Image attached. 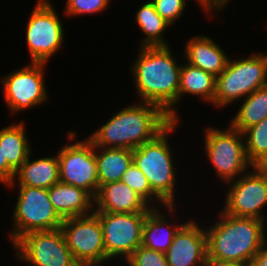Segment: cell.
Returning a JSON list of instances; mask_svg holds the SVG:
<instances>
[{
  "label": "cell",
  "mask_w": 267,
  "mask_h": 266,
  "mask_svg": "<svg viewBox=\"0 0 267 266\" xmlns=\"http://www.w3.org/2000/svg\"><path fill=\"white\" fill-rule=\"evenodd\" d=\"M169 47H141L131 72L141 102L155 104L179 121L174 106L178 104L181 65Z\"/></svg>",
  "instance_id": "obj_1"
},
{
  "label": "cell",
  "mask_w": 267,
  "mask_h": 266,
  "mask_svg": "<svg viewBox=\"0 0 267 266\" xmlns=\"http://www.w3.org/2000/svg\"><path fill=\"white\" fill-rule=\"evenodd\" d=\"M173 121L161 107L141 102L118 111L88 139L94 147L134 150L155 139Z\"/></svg>",
  "instance_id": "obj_2"
},
{
  "label": "cell",
  "mask_w": 267,
  "mask_h": 266,
  "mask_svg": "<svg viewBox=\"0 0 267 266\" xmlns=\"http://www.w3.org/2000/svg\"><path fill=\"white\" fill-rule=\"evenodd\" d=\"M220 219L206 231L208 261L251 263L266 236V221L219 213Z\"/></svg>",
  "instance_id": "obj_3"
},
{
  "label": "cell",
  "mask_w": 267,
  "mask_h": 266,
  "mask_svg": "<svg viewBox=\"0 0 267 266\" xmlns=\"http://www.w3.org/2000/svg\"><path fill=\"white\" fill-rule=\"evenodd\" d=\"M179 121H173L155 139L133 150V163L147 177L152 191L166 204L175 205L176 173L168 133Z\"/></svg>",
  "instance_id": "obj_4"
},
{
  "label": "cell",
  "mask_w": 267,
  "mask_h": 266,
  "mask_svg": "<svg viewBox=\"0 0 267 266\" xmlns=\"http://www.w3.org/2000/svg\"><path fill=\"white\" fill-rule=\"evenodd\" d=\"M267 86V55L253 53L247 58H229L225 70L216 77L213 105L225 107Z\"/></svg>",
  "instance_id": "obj_5"
},
{
  "label": "cell",
  "mask_w": 267,
  "mask_h": 266,
  "mask_svg": "<svg viewBox=\"0 0 267 266\" xmlns=\"http://www.w3.org/2000/svg\"><path fill=\"white\" fill-rule=\"evenodd\" d=\"M19 196L13 212V230L10 241L14 244L32 231L60 229L63 218L52 205L48 189L19 185Z\"/></svg>",
  "instance_id": "obj_6"
},
{
  "label": "cell",
  "mask_w": 267,
  "mask_h": 266,
  "mask_svg": "<svg viewBox=\"0 0 267 266\" xmlns=\"http://www.w3.org/2000/svg\"><path fill=\"white\" fill-rule=\"evenodd\" d=\"M205 131L204 150L219 179L228 184L253 167L246 154L243 133L230 125L226 130L209 127Z\"/></svg>",
  "instance_id": "obj_7"
},
{
  "label": "cell",
  "mask_w": 267,
  "mask_h": 266,
  "mask_svg": "<svg viewBox=\"0 0 267 266\" xmlns=\"http://www.w3.org/2000/svg\"><path fill=\"white\" fill-rule=\"evenodd\" d=\"M26 27V43L31 62L47 63L64 41L62 26L55 8L47 0H37Z\"/></svg>",
  "instance_id": "obj_8"
},
{
  "label": "cell",
  "mask_w": 267,
  "mask_h": 266,
  "mask_svg": "<svg viewBox=\"0 0 267 266\" xmlns=\"http://www.w3.org/2000/svg\"><path fill=\"white\" fill-rule=\"evenodd\" d=\"M60 229L75 261L80 266H100L106 261L103 229L94 213L66 218Z\"/></svg>",
  "instance_id": "obj_9"
},
{
  "label": "cell",
  "mask_w": 267,
  "mask_h": 266,
  "mask_svg": "<svg viewBox=\"0 0 267 266\" xmlns=\"http://www.w3.org/2000/svg\"><path fill=\"white\" fill-rule=\"evenodd\" d=\"M21 261L33 266H80L66 244L61 229L32 231L14 244Z\"/></svg>",
  "instance_id": "obj_10"
},
{
  "label": "cell",
  "mask_w": 267,
  "mask_h": 266,
  "mask_svg": "<svg viewBox=\"0 0 267 266\" xmlns=\"http://www.w3.org/2000/svg\"><path fill=\"white\" fill-rule=\"evenodd\" d=\"M93 213L99 218L103 229L106 261L119 256L127 260L141 246L142 229L148 212Z\"/></svg>",
  "instance_id": "obj_11"
},
{
  "label": "cell",
  "mask_w": 267,
  "mask_h": 266,
  "mask_svg": "<svg viewBox=\"0 0 267 266\" xmlns=\"http://www.w3.org/2000/svg\"><path fill=\"white\" fill-rule=\"evenodd\" d=\"M251 169L235 182H230L223 212L265 221L262 209L267 205V172L261 166H253Z\"/></svg>",
  "instance_id": "obj_12"
},
{
  "label": "cell",
  "mask_w": 267,
  "mask_h": 266,
  "mask_svg": "<svg viewBox=\"0 0 267 266\" xmlns=\"http://www.w3.org/2000/svg\"><path fill=\"white\" fill-rule=\"evenodd\" d=\"M59 181L80 187L94 198L99 190L95 147L87 138L65 145L57 154Z\"/></svg>",
  "instance_id": "obj_13"
},
{
  "label": "cell",
  "mask_w": 267,
  "mask_h": 266,
  "mask_svg": "<svg viewBox=\"0 0 267 266\" xmlns=\"http://www.w3.org/2000/svg\"><path fill=\"white\" fill-rule=\"evenodd\" d=\"M45 65L46 63L31 62L2 79L4 99L12 113L30 109L48 100L44 85Z\"/></svg>",
  "instance_id": "obj_14"
},
{
  "label": "cell",
  "mask_w": 267,
  "mask_h": 266,
  "mask_svg": "<svg viewBox=\"0 0 267 266\" xmlns=\"http://www.w3.org/2000/svg\"><path fill=\"white\" fill-rule=\"evenodd\" d=\"M165 255L168 266H208L206 231L195 220L184 221Z\"/></svg>",
  "instance_id": "obj_15"
},
{
  "label": "cell",
  "mask_w": 267,
  "mask_h": 266,
  "mask_svg": "<svg viewBox=\"0 0 267 266\" xmlns=\"http://www.w3.org/2000/svg\"><path fill=\"white\" fill-rule=\"evenodd\" d=\"M94 212L137 213L149 212L153 206L122 181L100 186L94 198Z\"/></svg>",
  "instance_id": "obj_16"
},
{
  "label": "cell",
  "mask_w": 267,
  "mask_h": 266,
  "mask_svg": "<svg viewBox=\"0 0 267 266\" xmlns=\"http://www.w3.org/2000/svg\"><path fill=\"white\" fill-rule=\"evenodd\" d=\"M48 194L56 212L63 219L87 216L94 212V197L80 187L59 181L48 189Z\"/></svg>",
  "instance_id": "obj_17"
},
{
  "label": "cell",
  "mask_w": 267,
  "mask_h": 266,
  "mask_svg": "<svg viewBox=\"0 0 267 266\" xmlns=\"http://www.w3.org/2000/svg\"><path fill=\"white\" fill-rule=\"evenodd\" d=\"M184 54L182 58L186 56L187 63L199 67L215 77L225 70L230 58L213 39L204 35H195L192 39L190 38L185 46Z\"/></svg>",
  "instance_id": "obj_18"
},
{
  "label": "cell",
  "mask_w": 267,
  "mask_h": 266,
  "mask_svg": "<svg viewBox=\"0 0 267 266\" xmlns=\"http://www.w3.org/2000/svg\"><path fill=\"white\" fill-rule=\"evenodd\" d=\"M15 181L19 185L49 189L59 182L58 156H47L30 161L29 155L16 171L13 181L7 186H13Z\"/></svg>",
  "instance_id": "obj_19"
},
{
  "label": "cell",
  "mask_w": 267,
  "mask_h": 266,
  "mask_svg": "<svg viewBox=\"0 0 267 266\" xmlns=\"http://www.w3.org/2000/svg\"><path fill=\"white\" fill-rule=\"evenodd\" d=\"M156 206L145 217L141 245L165 254L172 244L175 234L184 224L170 225L166 216L163 212L158 211Z\"/></svg>",
  "instance_id": "obj_20"
},
{
  "label": "cell",
  "mask_w": 267,
  "mask_h": 266,
  "mask_svg": "<svg viewBox=\"0 0 267 266\" xmlns=\"http://www.w3.org/2000/svg\"><path fill=\"white\" fill-rule=\"evenodd\" d=\"M95 158L100 188L103 184L121 181L123 174L133 162V150L95 147Z\"/></svg>",
  "instance_id": "obj_21"
},
{
  "label": "cell",
  "mask_w": 267,
  "mask_h": 266,
  "mask_svg": "<svg viewBox=\"0 0 267 266\" xmlns=\"http://www.w3.org/2000/svg\"><path fill=\"white\" fill-rule=\"evenodd\" d=\"M188 93L213 104L216 95V77L189 63L181 64L178 104L181 97Z\"/></svg>",
  "instance_id": "obj_22"
},
{
  "label": "cell",
  "mask_w": 267,
  "mask_h": 266,
  "mask_svg": "<svg viewBox=\"0 0 267 266\" xmlns=\"http://www.w3.org/2000/svg\"><path fill=\"white\" fill-rule=\"evenodd\" d=\"M25 133L24 122L8 125L0 130V146L3 156L15 171L31 155V145Z\"/></svg>",
  "instance_id": "obj_23"
},
{
  "label": "cell",
  "mask_w": 267,
  "mask_h": 266,
  "mask_svg": "<svg viewBox=\"0 0 267 266\" xmlns=\"http://www.w3.org/2000/svg\"><path fill=\"white\" fill-rule=\"evenodd\" d=\"M267 117V86L259 88L244 98L230 126L243 133Z\"/></svg>",
  "instance_id": "obj_24"
},
{
  "label": "cell",
  "mask_w": 267,
  "mask_h": 266,
  "mask_svg": "<svg viewBox=\"0 0 267 266\" xmlns=\"http://www.w3.org/2000/svg\"><path fill=\"white\" fill-rule=\"evenodd\" d=\"M136 13V22L140 29L145 33L142 39L141 47L144 46H168L165 41L163 32L170 27L155 10L151 1H147Z\"/></svg>",
  "instance_id": "obj_25"
},
{
  "label": "cell",
  "mask_w": 267,
  "mask_h": 266,
  "mask_svg": "<svg viewBox=\"0 0 267 266\" xmlns=\"http://www.w3.org/2000/svg\"><path fill=\"white\" fill-rule=\"evenodd\" d=\"M246 154L253 166H262L267 160V117L243 132Z\"/></svg>",
  "instance_id": "obj_26"
},
{
  "label": "cell",
  "mask_w": 267,
  "mask_h": 266,
  "mask_svg": "<svg viewBox=\"0 0 267 266\" xmlns=\"http://www.w3.org/2000/svg\"><path fill=\"white\" fill-rule=\"evenodd\" d=\"M122 182L127 184L148 204L152 201L162 203L168 211L175 212V205H166L151 189L150 183L144 173L132 162L122 176ZM151 200V201H150ZM157 201V202H156Z\"/></svg>",
  "instance_id": "obj_27"
},
{
  "label": "cell",
  "mask_w": 267,
  "mask_h": 266,
  "mask_svg": "<svg viewBox=\"0 0 267 266\" xmlns=\"http://www.w3.org/2000/svg\"><path fill=\"white\" fill-rule=\"evenodd\" d=\"M129 266H168L164 253L139 246L126 260Z\"/></svg>",
  "instance_id": "obj_28"
},
{
  "label": "cell",
  "mask_w": 267,
  "mask_h": 266,
  "mask_svg": "<svg viewBox=\"0 0 267 266\" xmlns=\"http://www.w3.org/2000/svg\"><path fill=\"white\" fill-rule=\"evenodd\" d=\"M65 13L68 16L95 14L108 8L110 0H67Z\"/></svg>",
  "instance_id": "obj_29"
},
{
  "label": "cell",
  "mask_w": 267,
  "mask_h": 266,
  "mask_svg": "<svg viewBox=\"0 0 267 266\" xmlns=\"http://www.w3.org/2000/svg\"><path fill=\"white\" fill-rule=\"evenodd\" d=\"M156 12L170 25L183 15L186 0H151Z\"/></svg>",
  "instance_id": "obj_30"
},
{
  "label": "cell",
  "mask_w": 267,
  "mask_h": 266,
  "mask_svg": "<svg viewBox=\"0 0 267 266\" xmlns=\"http://www.w3.org/2000/svg\"><path fill=\"white\" fill-rule=\"evenodd\" d=\"M15 174L16 171L7 163L0 146V182L6 185L9 184L15 178Z\"/></svg>",
  "instance_id": "obj_31"
},
{
  "label": "cell",
  "mask_w": 267,
  "mask_h": 266,
  "mask_svg": "<svg viewBox=\"0 0 267 266\" xmlns=\"http://www.w3.org/2000/svg\"><path fill=\"white\" fill-rule=\"evenodd\" d=\"M250 266H267V239L260 250L252 258Z\"/></svg>",
  "instance_id": "obj_32"
},
{
  "label": "cell",
  "mask_w": 267,
  "mask_h": 266,
  "mask_svg": "<svg viewBox=\"0 0 267 266\" xmlns=\"http://www.w3.org/2000/svg\"><path fill=\"white\" fill-rule=\"evenodd\" d=\"M229 2V0H205V10L207 13H210V11L212 13V10L218 13V11H221V9H225L224 7Z\"/></svg>",
  "instance_id": "obj_33"
},
{
  "label": "cell",
  "mask_w": 267,
  "mask_h": 266,
  "mask_svg": "<svg viewBox=\"0 0 267 266\" xmlns=\"http://www.w3.org/2000/svg\"><path fill=\"white\" fill-rule=\"evenodd\" d=\"M208 266H250V263L236 261H208Z\"/></svg>",
  "instance_id": "obj_34"
},
{
  "label": "cell",
  "mask_w": 267,
  "mask_h": 266,
  "mask_svg": "<svg viewBox=\"0 0 267 266\" xmlns=\"http://www.w3.org/2000/svg\"><path fill=\"white\" fill-rule=\"evenodd\" d=\"M198 1V4H200V6H202L203 10H205V0H196Z\"/></svg>",
  "instance_id": "obj_35"
},
{
  "label": "cell",
  "mask_w": 267,
  "mask_h": 266,
  "mask_svg": "<svg viewBox=\"0 0 267 266\" xmlns=\"http://www.w3.org/2000/svg\"><path fill=\"white\" fill-rule=\"evenodd\" d=\"M267 172V160L261 166Z\"/></svg>",
  "instance_id": "obj_36"
}]
</instances>
